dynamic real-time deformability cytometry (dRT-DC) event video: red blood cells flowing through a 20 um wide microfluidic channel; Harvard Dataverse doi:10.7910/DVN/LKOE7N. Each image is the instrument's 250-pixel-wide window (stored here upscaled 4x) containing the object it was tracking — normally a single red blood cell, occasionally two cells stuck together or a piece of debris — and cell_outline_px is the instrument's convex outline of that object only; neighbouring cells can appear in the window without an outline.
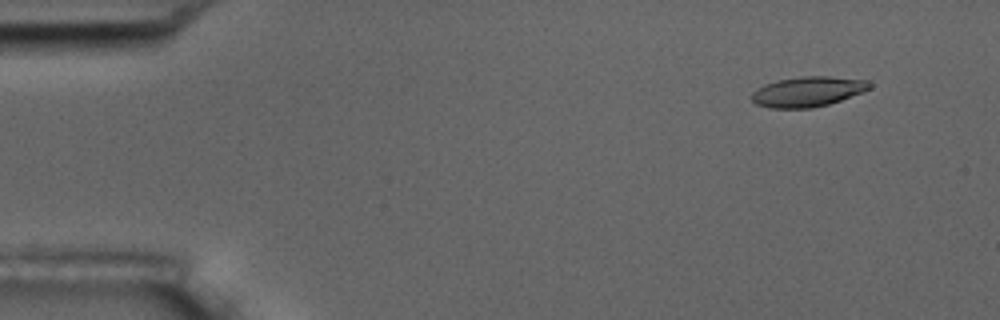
{"species": "common noctule bat (a hibernating species)", "species_latin": "Nyctalus noctula", "temperature_condition": "room temperature", "stored_images_in_passage": 6, "camera_frame_rate_fps": 3000, "um_per_image_px": 0.085, "animal": {"sex": "male", "body_mass_g": 17.5, "forearm_length_mm": 52.3}, "frame": {"image": 1, "passage_image": 1, "time_ms": 0.0, "image_size_px": [1000, 320], "cell_outline_px": [[872, 88], [864, 92], [828, 104], [812, 108], [768, 108], [756, 104], [752, 100], [752, 92], [764, 84], [776, 80], [800, 76], [828, 76], [868, 80], [872, 84]], "centroid_in_image_um": [68.67, 7.78], "position_along_channel_um": 16.3, "area_um2": 20.87}}
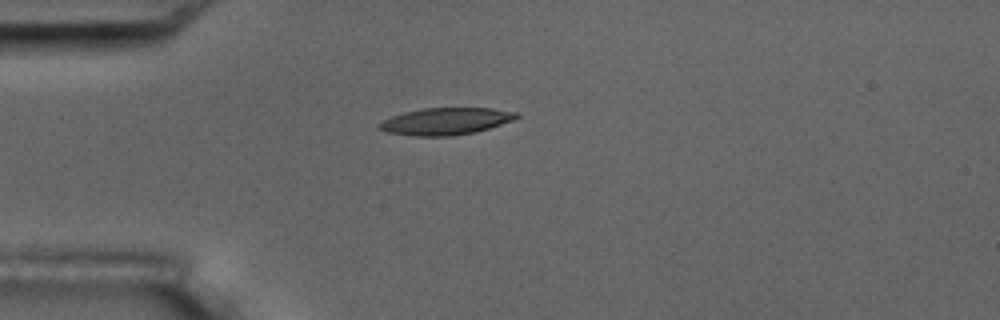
{"frame": {"image": 2, "passage_image": 3, "time_ms": 3.333, "image_size_px": [1000, 320], "cell_outline_px": [[520, 116], [512, 120], [476, 132], [452, 136], [412, 136], [388, 132], [376, 128], [376, 124], [392, 116], [404, 112], [424, 108], [492, 108], [516, 112]], "centroid_in_image_um": [37.84, 10.31], "position_along_channel_um": 47.2, "area_um2": 21.56}}